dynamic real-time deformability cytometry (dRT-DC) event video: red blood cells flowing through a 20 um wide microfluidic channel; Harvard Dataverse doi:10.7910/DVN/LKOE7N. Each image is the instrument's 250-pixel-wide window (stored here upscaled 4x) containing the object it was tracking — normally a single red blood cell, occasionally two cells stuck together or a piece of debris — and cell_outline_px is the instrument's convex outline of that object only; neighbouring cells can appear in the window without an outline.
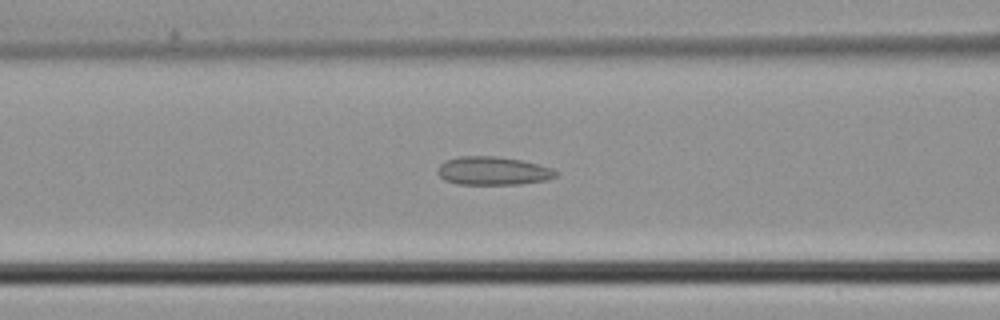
{"species": "common noctule bat (a hibernating species)", "species_latin": "Nyctalus noctula", "temperature_condition": "cold", "stored_images_in_passage": 44, "camera_frame_rate_fps": 3000, "um_per_image_px": 0.085, "animal": {"sex": "male", "body_mass_g": 21.5, "forearm_length_mm": 52.0}, "frame": {"image": 1, "passage_image": 18, "time_ms": 5.667, "image_size_px": [1000, 320], "cell_outline_px": [[560, 172], [556, 176], [548, 180], [520, 184], [456, 184], [444, 180], [436, 172], [440, 164], [444, 160], [460, 156], [496, 156], [520, 160], [552, 168]], "centroid_in_image_um": [41.89, 14.52], "position_along_channel_um": 124.7, "area_um2": 19.65}}
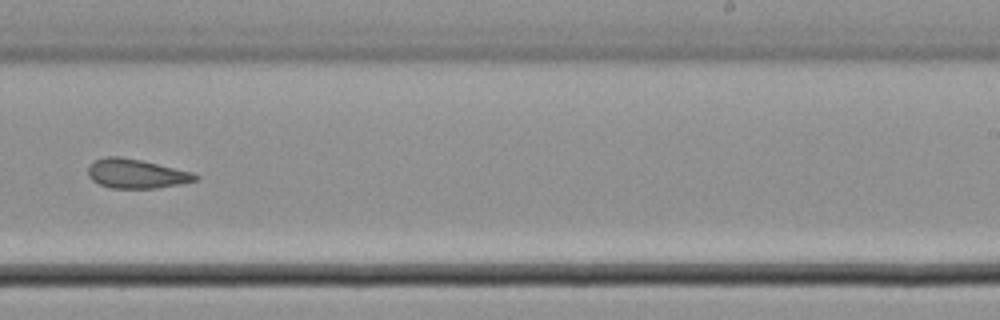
{"frame": {"image": 2, "passage_image": 28, "time_ms": 9.0, "image_size_px": [1000, 320], "cell_outline_px": [[200, 180], [180, 184], [156, 188], [112, 188], [100, 184], [92, 180], [88, 176], [88, 168], [96, 160], [104, 156], [120, 156], [140, 160], [192, 172], [200, 176]], "centroid_in_image_um": [11.61, 14.77], "position_along_channel_um": 277.4, "area_um2": 18.21}}
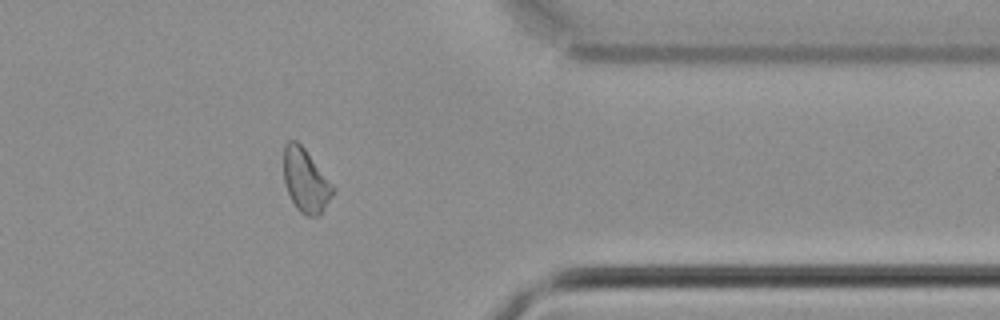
{"frame": {"image": 3, "passage_image": 36, "time_ms": 11.667, "image_size_px": [1000, 320], "cell_outline_px": [[336, 192], [320, 216], [308, 216], [300, 212], [296, 208], [288, 192], [284, 180], [284, 144], [288, 140], [296, 140], [304, 148], [336, 188]], "centroid_in_image_um": [26.01, 15.37], "position_along_channel_um": 385.4, "area_um2": 18.32}}